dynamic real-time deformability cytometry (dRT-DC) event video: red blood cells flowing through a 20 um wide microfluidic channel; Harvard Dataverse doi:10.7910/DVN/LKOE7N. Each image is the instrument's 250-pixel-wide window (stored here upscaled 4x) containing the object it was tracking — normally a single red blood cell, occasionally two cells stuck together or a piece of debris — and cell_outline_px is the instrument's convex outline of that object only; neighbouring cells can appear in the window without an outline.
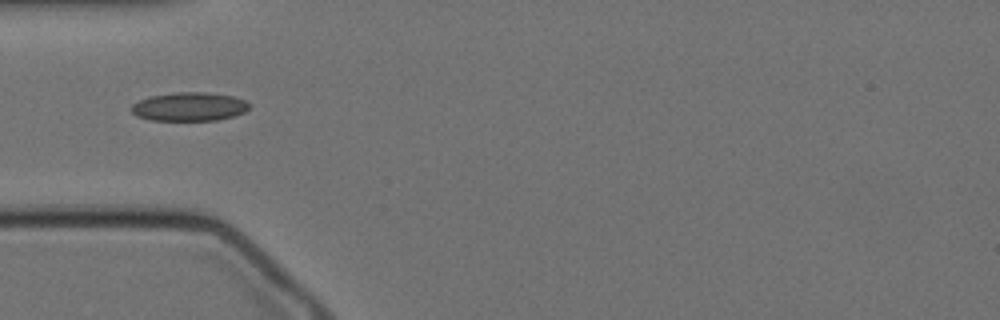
{"species": "Egyptian fruit bat (a non-hibernating species)", "species_latin": "Rousettus aegyptiacus", "temperature_condition": "cold", "stored_images_in_passage": 6, "camera_frame_rate_fps": 3000, "um_per_image_px": 0.085, "animal": {"sex": "female"}, "frame": {"image": 1, "passage_image": 1, "time_ms": 0.0, "image_size_px": [1000, 320], "cell_outline_px": [[248, 108], [244, 112], [232, 116], [216, 120], [152, 120], [136, 116], [128, 108], [132, 104], [148, 96], [176, 92], [204, 92], [236, 96], [244, 100], [248, 104]], "centroid_in_image_um": [16.04, 9.06], "position_along_channel_um": 69.0, "area_um2": 19.71}}
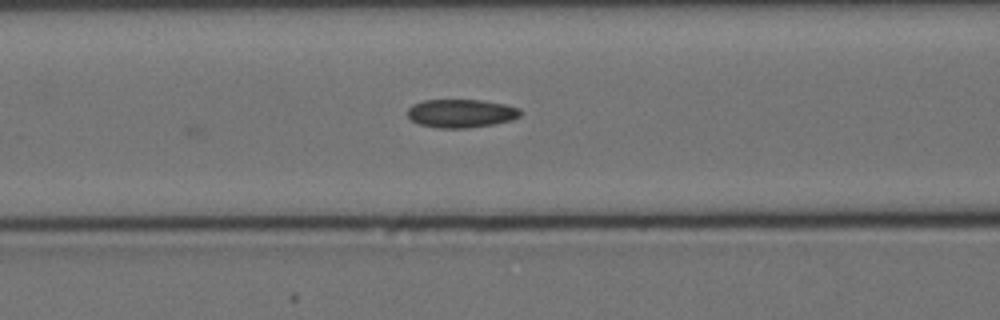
{"frame": {"image": 2, "passage_image": 6, "time_ms": 1.667, "image_size_px": [1000, 320], "cell_outline_px": [[524, 112], [520, 116], [512, 120], [492, 124], [468, 128], [436, 128], [420, 124], [412, 120], [408, 116], [408, 108], [412, 104], [424, 100], [484, 100], [504, 104], [520, 108]], "centroid_in_image_um": [39.22, 9.63], "position_along_channel_um": 127.4, "area_um2": 18.79}}